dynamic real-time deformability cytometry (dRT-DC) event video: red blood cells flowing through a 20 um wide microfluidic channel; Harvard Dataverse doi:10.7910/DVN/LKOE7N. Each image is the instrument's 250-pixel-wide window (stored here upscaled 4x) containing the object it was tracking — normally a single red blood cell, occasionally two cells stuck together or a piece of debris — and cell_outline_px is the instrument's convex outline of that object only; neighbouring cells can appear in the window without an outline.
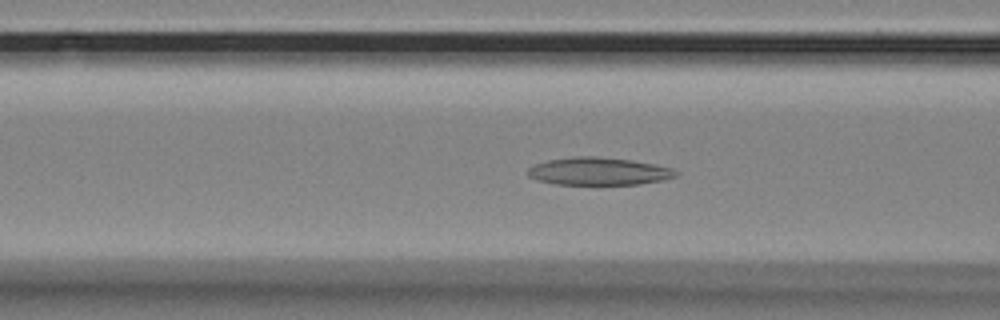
{"species": "Egyptian fruit bat (a non-hibernating species)", "species_latin": "Rousettus aegyptiacus", "temperature_condition": "room temperature", "stored_images_in_passage": 46, "segment_of_instrument_passage": [1, 2], "camera_frame_rate_fps": 3000, "um_per_image_px": 0.085, "animal": {"sex": "female"}, "frame": {"image": 1, "passage_image": 10, "time_ms": 3.0, "image_size_px": [1000, 320], "cell_outline_px": [[680, 172], [676, 176], [660, 180], [640, 184], [556, 184], [536, 180], [528, 176], [528, 168], [536, 164], [548, 160], [580, 156], [592, 156], [628, 160], [652, 164], [672, 168]], "centroid_in_image_um": [50.87, 14.57], "position_along_channel_um": 115.7, "area_um2": 23.47}}
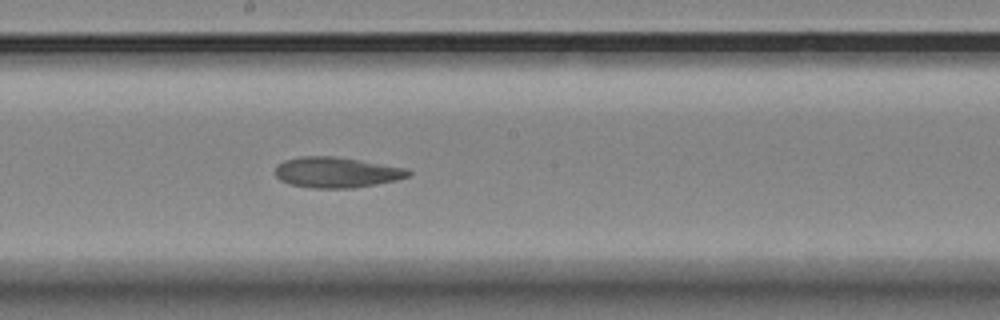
{"frame": {"image": 2, "passage_image": 19, "time_ms": 6.0, "image_size_px": [1000, 320], "cell_outline_px": [[412, 172], [408, 176], [396, 180], [376, 184], [352, 188], [312, 188], [288, 184], [280, 180], [276, 176], [276, 168], [284, 160], [300, 156], [332, 156], [360, 160], [408, 168]], "centroid_in_image_um": [28.61, 14.65], "position_along_channel_um": 219.6, "area_um2": 23.7}}
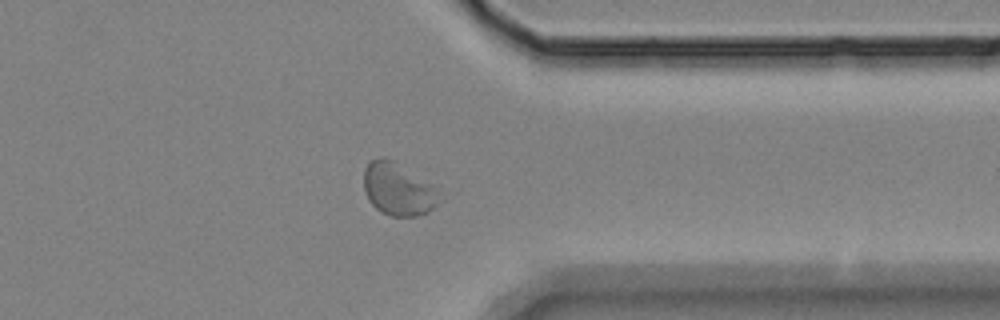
{"frame": {"image": 3, "passage_image": 33, "time_ms": 10.667, "image_size_px": [1000, 320], "cell_outline_px": [[436, 204], [428, 212], [416, 216], [392, 216], [376, 208], [368, 200], [364, 192], [364, 168], [372, 160], [380, 156], [396, 160], [432, 184], [436, 192]], "centroid_in_image_um": [33.78, 16.04], "position_along_channel_um": 377.6, "area_um2": 22.95}}